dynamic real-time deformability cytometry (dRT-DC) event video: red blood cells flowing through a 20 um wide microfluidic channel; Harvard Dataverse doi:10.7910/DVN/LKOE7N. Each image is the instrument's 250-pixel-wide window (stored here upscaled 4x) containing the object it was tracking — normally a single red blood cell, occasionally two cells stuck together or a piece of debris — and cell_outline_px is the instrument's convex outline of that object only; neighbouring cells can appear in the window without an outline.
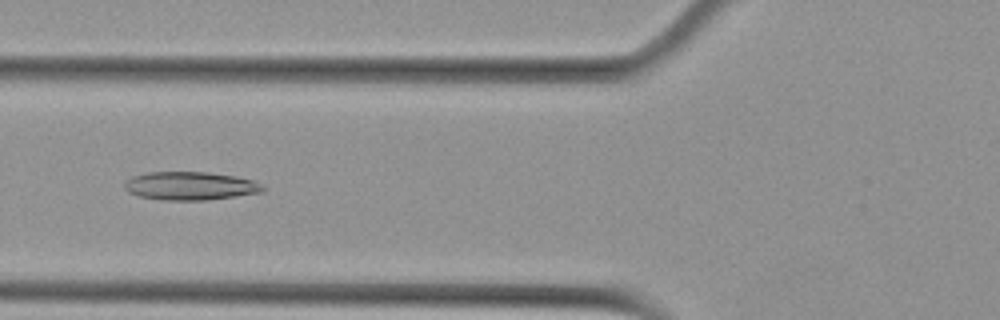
{"species": "Egyptian fruit bat (a non-hibernating species)", "species_latin": "Rousettus aegyptiacus", "temperature_condition": "cold", "stored_images_in_passage": 6, "camera_frame_rate_fps": 3000, "um_per_image_px": 0.085, "animal": {"sex": "female"}, "frame": {"image": 1, "passage_image": 5, "time_ms": 1.333, "image_size_px": [1000, 320], "cell_outline_px": [[264, 192], [208, 200], [160, 200], [136, 196], [128, 192], [124, 188], [124, 180], [132, 176], [148, 172], [208, 172], [236, 176], [252, 180], [260, 184], [264, 188]], "centroid_in_image_um": [16.12, 15.8], "position_along_channel_um": 109.7, "area_um2": 23.06}}
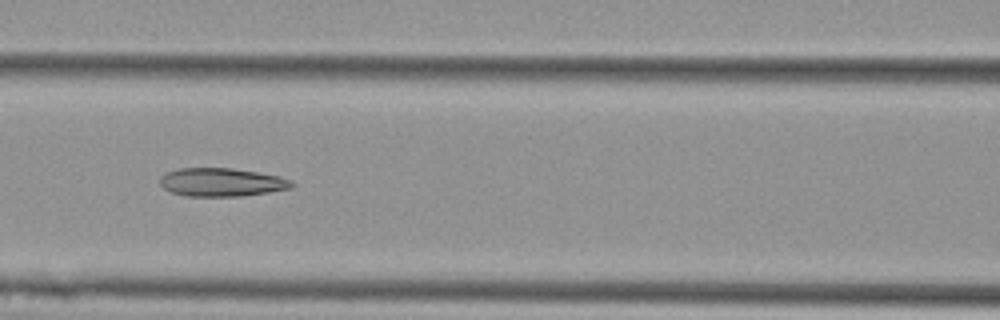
{"frame": {"image": 2, "passage_image": 6, "time_ms": 1.667, "image_size_px": [1000, 320], "cell_outline_px": [[296, 184], [292, 188], [268, 192], [240, 196], [184, 196], [172, 192], [164, 188], [160, 184], [160, 176], [168, 172], [180, 168], [232, 168], [280, 176], [292, 180]], "centroid_in_image_um": [18.86, 15.49], "position_along_channel_um": 147.7, "area_um2": 21.79}}